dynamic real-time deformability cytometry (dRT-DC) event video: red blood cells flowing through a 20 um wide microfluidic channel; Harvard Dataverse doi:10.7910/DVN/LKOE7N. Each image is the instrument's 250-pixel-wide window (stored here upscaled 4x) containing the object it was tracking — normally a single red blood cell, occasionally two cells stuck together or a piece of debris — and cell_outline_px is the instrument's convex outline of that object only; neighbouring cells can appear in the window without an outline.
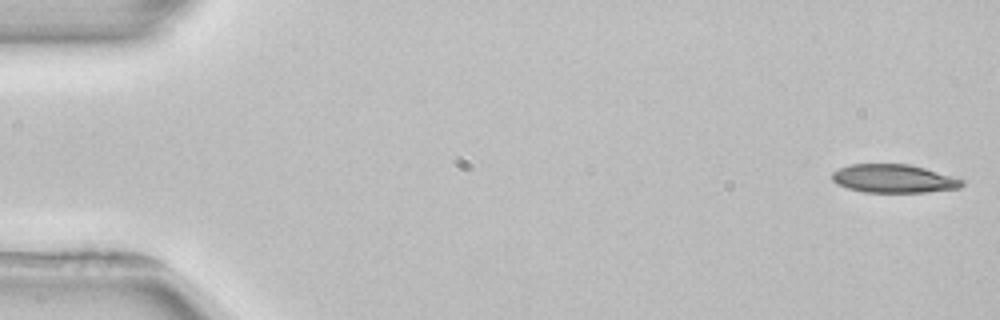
{"species": "common noctule bat (a hibernating species)", "species_latin": "Nyctalus noctula", "temperature_condition": "room temperature", "stored_images_in_passage": 5, "camera_frame_rate_fps": 3000, "um_per_image_px": 0.085, "animal": {"sex": "female", "body_mass_g": 22.7, "forearm_length_mm": 54.2}, "frame": {"image": 1, "passage_image": 1, "time_ms": 0.0, "image_size_px": [1000, 320], "cell_outline_px": [[964, 184], [960, 188], [924, 192], [864, 192], [848, 188], [836, 184], [832, 180], [832, 172], [840, 168], [852, 164], [908, 164], [924, 168], [964, 180]], "centroid_in_image_um": [75.94, 15.18], "position_along_channel_um": 9.1, "area_um2": 21.33}}